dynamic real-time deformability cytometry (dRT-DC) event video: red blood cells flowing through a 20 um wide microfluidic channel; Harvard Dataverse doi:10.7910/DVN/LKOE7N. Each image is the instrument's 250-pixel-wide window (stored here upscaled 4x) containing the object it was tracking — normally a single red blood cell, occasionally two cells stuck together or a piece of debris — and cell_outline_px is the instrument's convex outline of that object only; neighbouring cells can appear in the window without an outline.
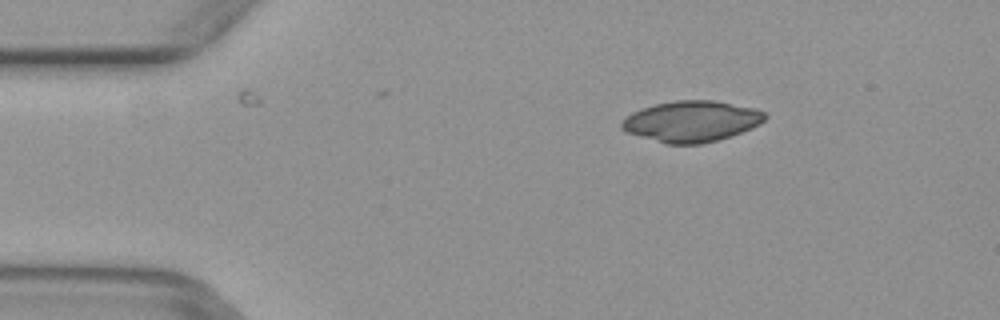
{"species": "common noctule bat (a hibernating species)", "species_latin": "Nyctalus noctula", "temperature_condition": "warm", "stored_images_in_passage": 4, "camera_frame_rate_fps": 3000, "um_per_image_px": 0.085, "animal": {"sex": "female", "body_mass_g": 29.2, "forearm_length_mm": 56.3}, "frame": {"image": 1, "passage_image": 1, "time_ms": 0.0, "image_size_px": [1000, 320], "cell_outline_px": [[768, 116], [760, 124], [752, 128], [716, 140], [700, 144], [664, 144], [628, 132], [620, 128], [620, 124], [632, 112], [640, 108], [656, 104], [676, 100], [716, 100], [756, 108], [764, 112]], "centroid_in_image_um": [58.79, 10.3], "position_along_channel_um": 26.2, "area_um2": 34.16}}